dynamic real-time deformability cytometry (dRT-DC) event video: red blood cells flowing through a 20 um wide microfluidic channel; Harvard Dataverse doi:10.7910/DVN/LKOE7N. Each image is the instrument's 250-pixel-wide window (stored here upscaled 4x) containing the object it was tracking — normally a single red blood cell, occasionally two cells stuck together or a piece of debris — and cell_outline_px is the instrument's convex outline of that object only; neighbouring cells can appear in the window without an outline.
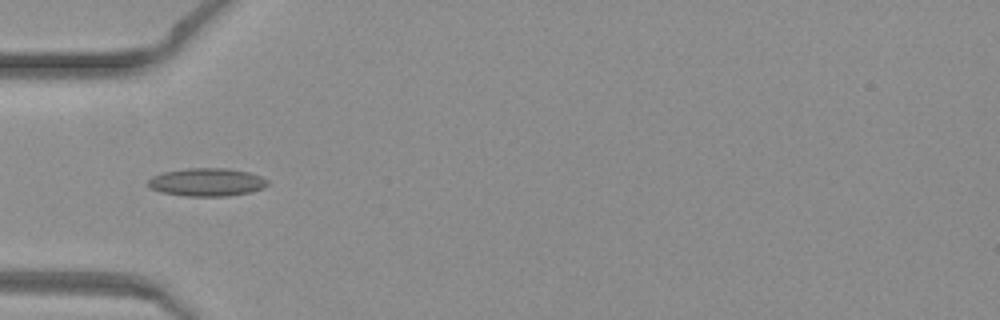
{"species": "common noctule bat (a hibernating species)", "species_latin": "Nyctalus noctula", "temperature_condition": "warm", "stored_images_in_passage": 37, "camera_frame_rate_fps": 3000, "um_per_image_px": 0.085, "animal": {"sex": "female", "body_mass_g": 19.3, "forearm_length_mm": 54.1}, "frame": {"image": 1, "passage_image": 4, "time_ms": 1.0, "image_size_px": [1000, 320], "cell_outline_px": [[268, 184], [264, 188], [252, 192], [228, 196], [184, 196], [160, 192], [152, 188], [148, 184], [148, 180], [152, 176], [164, 172], [188, 168], [228, 168], [248, 172], [260, 176], [268, 180]], "centroid_in_image_um": [17.6, 15.49], "position_along_channel_um": 67.4, "area_um2": 19.59}}
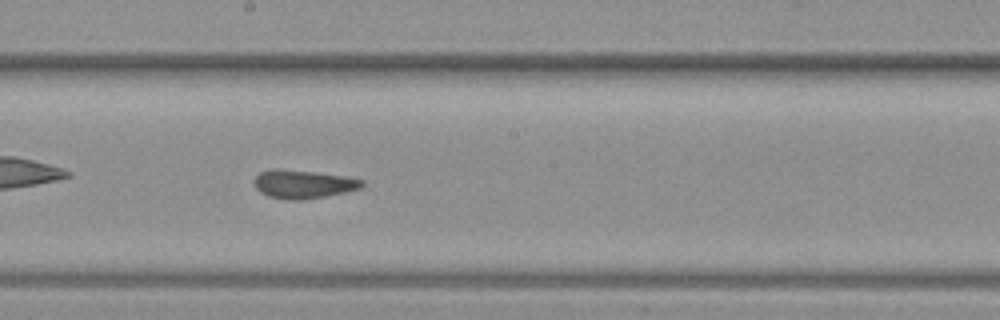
{"frame": {"image": 2, "passage_image": 15, "time_ms": 4.667, "image_size_px": [1000, 320], "cell_outline_px": [[364, 184], [360, 188], [344, 192], [304, 200], [292, 200], [268, 196], [260, 192], [256, 188], [252, 180], [260, 172], [272, 168], [276, 168], [312, 172], [344, 176], [364, 180]], "centroid_in_image_um": [25.72, 15.65], "position_along_channel_um": 222.5, "area_um2": 17.74}}
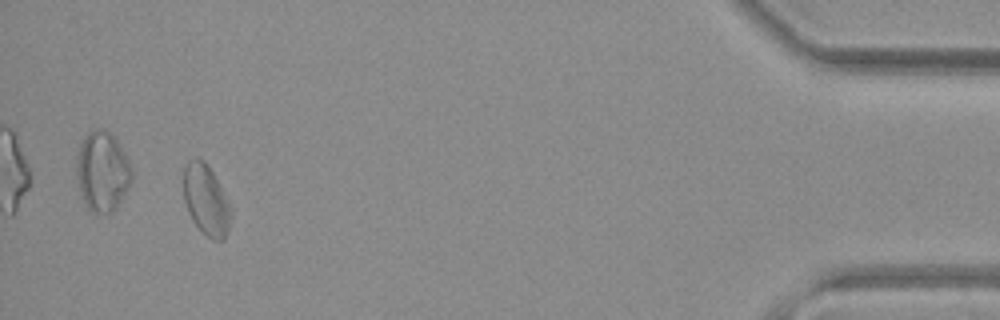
{"frame": {"image": 3, "passage_image": 34, "time_ms": 11.0, "image_size_px": [1000, 320], "cell_outline_px": [[232, 216], [228, 232], [224, 240], [212, 240], [192, 220], [188, 212], [184, 200], [184, 168], [188, 160], [196, 156], [204, 160], [212, 172], [232, 208]], "centroid_in_image_um": [17.53, 17.0], "position_along_channel_um": 417.7, "area_um2": 19.48}}